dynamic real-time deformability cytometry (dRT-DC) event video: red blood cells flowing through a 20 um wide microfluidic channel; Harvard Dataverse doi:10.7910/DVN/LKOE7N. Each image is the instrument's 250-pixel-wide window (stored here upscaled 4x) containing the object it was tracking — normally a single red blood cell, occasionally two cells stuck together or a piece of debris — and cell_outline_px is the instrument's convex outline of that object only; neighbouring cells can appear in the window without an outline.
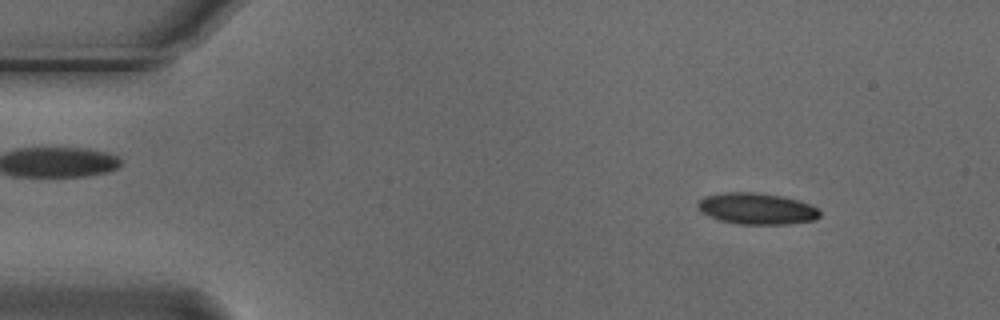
{"species": "Egyptian fruit bat (a non-hibernating species)", "species_latin": "Rousettus aegyptiacus", "temperature_condition": "cold", "stored_images_in_passage": 8, "camera_frame_rate_fps": 3000, "um_per_image_px": 0.085, "animal": {"sex": "male"}, "frame": {"image": 1, "passage_image": 2, "time_ms": 0.333, "image_size_px": [1000, 320], "cell_outline_px": [[820, 216], [816, 220], [788, 224], [740, 224], [720, 220], [708, 216], [696, 208], [696, 204], [704, 196], [724, 192], [756, 192], [780, 196], [800, 200], [816, 208], [820, 212]], "centroid_in_image_um": [64.3, 17.73], "position_along_channel_um": 20.7, "area_um2": 22.37}}
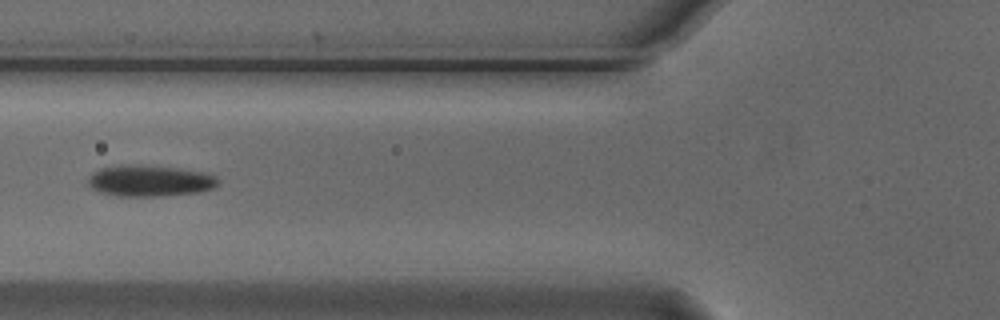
{"frame": {"image": 2, "passage_image": 5, "time_ms": 1.333, "image_size_px": [1000, 320], "cell_outline_px": [[220, 180], [212, 188], [200, 192], [160, 196], [116, 196], [100, 192], [92, 188], [88, 184], [88, 176], [92, 172], [100, 168], [120, 164], [148, 164], [180, 168], [204, 172], [216, 176]], "centroid_in_image_um": [12.7, 15.34], "position_along_channel_um": 113.1, "area_um2": 24.16}}
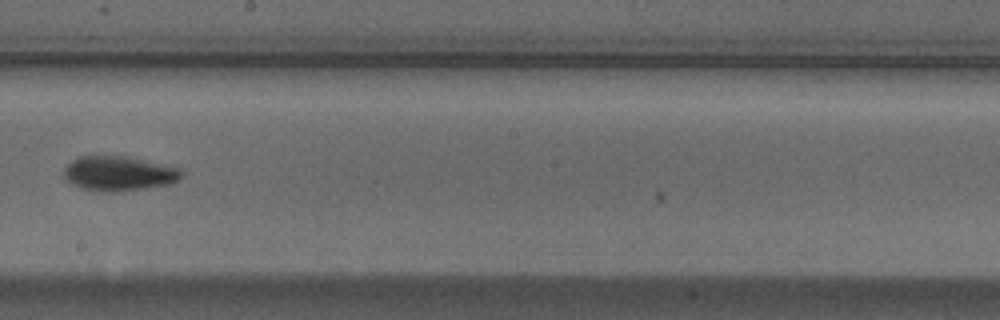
{"frame": {"image": 3, "passage_image": 8, "time_ms": 2.333, "image_size_px": [1000, 320], "cell_outline_px": [[184, 172], [180, 180], [168, 184], [144, 188], [116, 192], [104, 192], [80, 188], [64, 180], [64, 168], [76, 156], [124, 156], [180, 168]], "centroid_in_image_um": [10.07, 14.75], "position_along_channel_um": 238.1, "area_um2": 23.81}}